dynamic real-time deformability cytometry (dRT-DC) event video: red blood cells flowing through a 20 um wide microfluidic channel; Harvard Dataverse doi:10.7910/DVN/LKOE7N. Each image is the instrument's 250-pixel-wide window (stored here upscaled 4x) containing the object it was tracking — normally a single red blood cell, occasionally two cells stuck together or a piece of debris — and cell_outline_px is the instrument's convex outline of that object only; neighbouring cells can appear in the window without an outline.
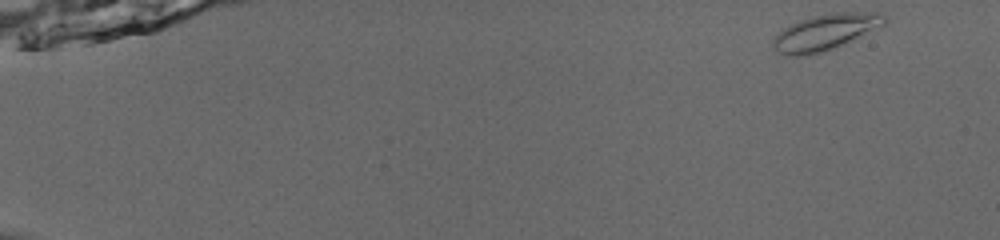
{"species": "common noctule bat (a hibernating species)", "species_latin": "Nyctalus noctula", "temperature_condition": "room temperature", "stored_images_in_passage": 51, "camera_frame_rate_fps": 3000, "um_per_image_px": 0.085, "animal": {"sex": "male", "body_mass_g": 13.0, "forearm_length_mm": 53.1}, "frame": {"image": 1, "passage_image": 1, "time_ms": 0.0, "image_size_px": [1000, 240], "cell_outline_px": [[888, 24], [832, 48], [820, 52], [804, 56], [788, 56], [776, 52], [772, 48], [772, 40], [784, 28], [800, 20], [812, 16], [832, 12], [880, 12], [888, 16]], "centroid_in_image_um": [70.19, 2.71], "position_along_channel_um": 14.8, "area_um2": 23.47}}
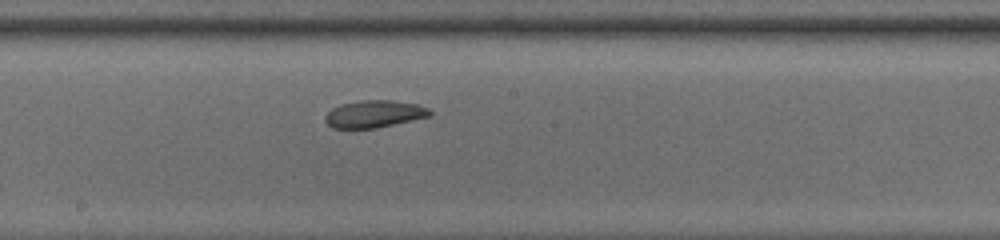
{"frame": {"image": 2, "passage_image": 29, "time_ms": 9.333, "image_size_px": [1000, 240], "cell_outline_px": [[432, 116], [376, 128], [332, 128], [324, 120], [324, 116], [332, 108], [340, 104], [364, 100], [392, 100], [416, 104], [428, 108], [432, 112]], "centroid_in_image_um": [31.81, 9.69], "position_along_channel_um": 216.4, "area_um2": 16.65}}
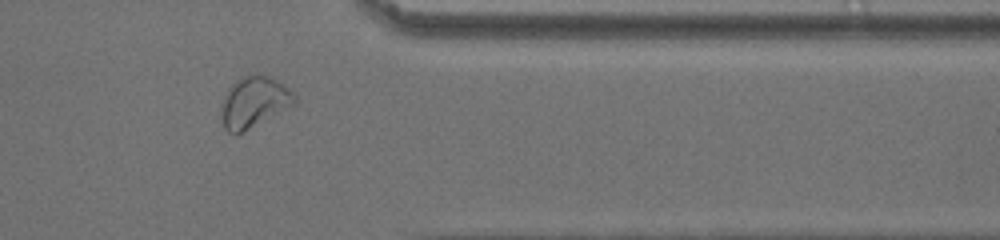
{"frame": {"image": 3, "passage_image": 43, "time_ms": 14.0, "image_size_px": [1000, 240], "cell_outline_px": [[296, 104], [240, 132], [228, 132], [224, 128], [220, 116], [220, 104], [228, 88], [236, 80], [244, 76], [272, 76], [284, 84], [296, 96]], "centroid_in_image_um": [21.57, 8.66], "position_along_channel_um": 389.8, "area_um2": 21.44}, "authors_computed_cell_mechanics": {"area_um2": 19.1318, "velocity_mm_per_s": 3.8228, "shape_relaxation_time_tau1_ms": 7.2599, "shape_relaxation_time_tau2_ms": 2.4479, "deformation_change_tau1": 0.1143, "deformation_change_tau2": 0.0487}}